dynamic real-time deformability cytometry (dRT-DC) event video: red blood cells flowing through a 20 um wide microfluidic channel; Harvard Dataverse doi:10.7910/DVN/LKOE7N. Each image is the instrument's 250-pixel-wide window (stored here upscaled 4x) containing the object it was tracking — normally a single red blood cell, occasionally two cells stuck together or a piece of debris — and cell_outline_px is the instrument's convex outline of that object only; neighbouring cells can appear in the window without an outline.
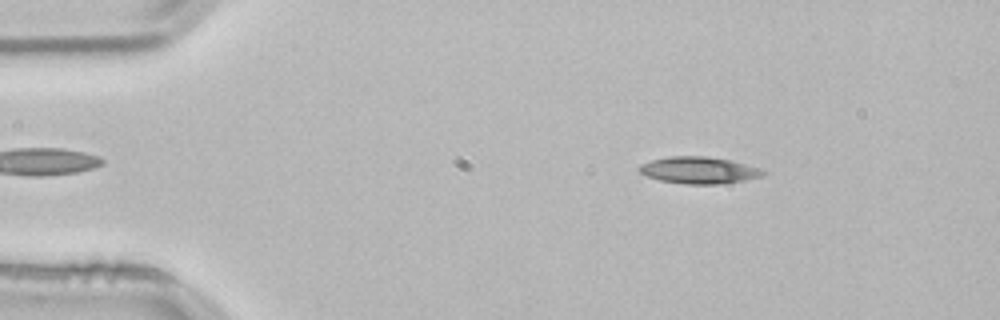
{"species": "common noctule bat (a hibernating species)", "species_latin": "Nyctalus noctula", "temperature_condition": "room temperature", "stored_images_in_passage": 51, "camera_frame_rate_fps": 3000, "um_per_image_px": 0.085, "animal": {"sex": "male", "body_mass_g": 21.5, "forearm_length_mm": 52.0}, "frame": {"image": 1, "passage_image": 7, "time_ms": 2.0, "image_size_px": [1000, 320], "cell_outline_px": [[764, 172], [760, 176], [720, 184], [684, 184], [660, 180], [648, 176], [640, 172], [640, 164], [652, 160], [668, 156], [704, 156], [732, 160], [760, 168]], "centroid_in_image_um": [59.37, 14.46], "position_along_channel_um": 25.6, "area_um2": 19.02}}
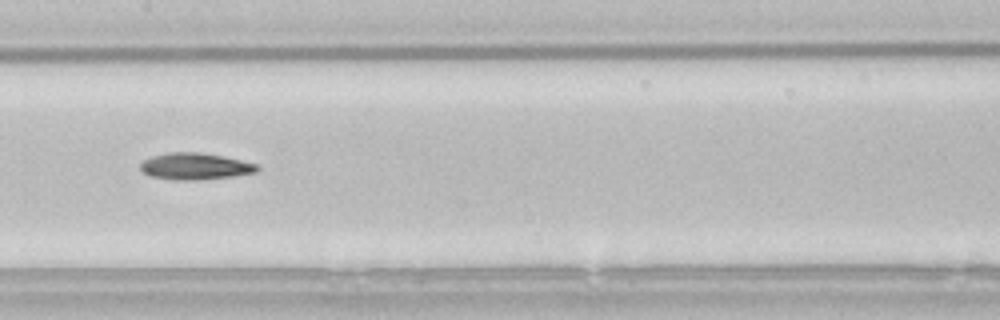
{"frame": {"image": 2, "passage_image": 25, "time_ms": 8.0, "image_size_px": [1000, 320], "cell_outline_px": [[260, 168], [256, 172], [232, 176], [200, 180], [176, 180], [148, 176], [140, 168], [140, 164], [144, 160], [152, 156], [168, 152], [200, 152], [224, 156], [256, 164]], "centroid_in_image_um": [16.56, 14.13], "position_along_channel_um": 190.8, "area_um2": 18.15}}
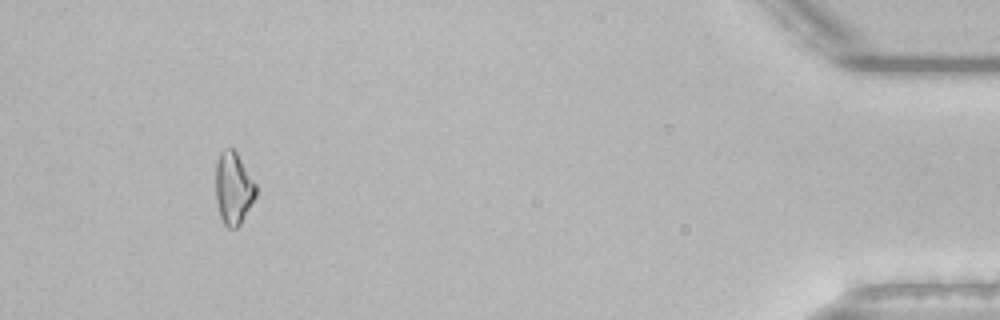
{"frame": {"image": 3, "passage_image": 48, "time_ms": 15.667, "image_size_px": [1000, 320], "cell_outline_px": [[256, 196], [240, 224], [236, 228], [228, 228], [224, 224], [220, 216], [216, 200], [216, 160], [220, 152], [224, 148], [232, 148], [236, 152], [256, 184]], "centroid_in_image_um": [19.83, 15.99], "position_along_channel_um": 415.4, "area_um2": 16.88}, "authors_computed_cell_mechanics": {"area_um2": 17.7446, "velocity_mm_per_s": 3.8504, "shape_relaxation_time_tau1_ms": 9.6642, "shape_relaxation_time_tau2_ms": null, "deformation_change_tau1": 0.216, "deformation_change_tau2": null}}